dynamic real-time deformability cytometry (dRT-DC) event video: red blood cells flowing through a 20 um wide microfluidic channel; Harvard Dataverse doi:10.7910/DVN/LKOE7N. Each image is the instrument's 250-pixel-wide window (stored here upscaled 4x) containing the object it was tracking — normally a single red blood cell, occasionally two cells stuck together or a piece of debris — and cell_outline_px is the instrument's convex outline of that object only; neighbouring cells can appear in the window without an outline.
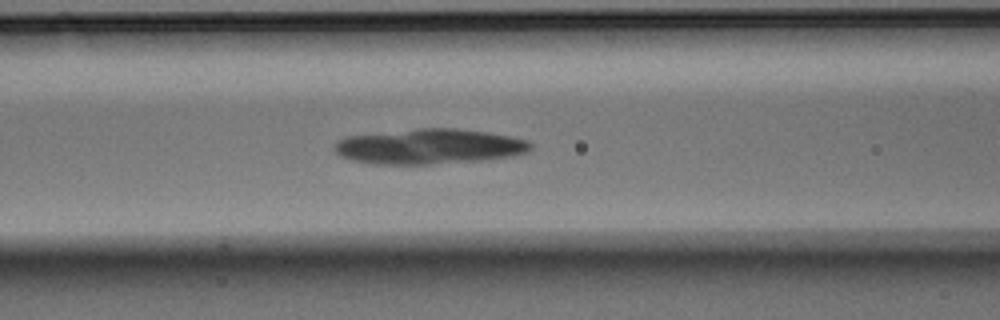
{"species": "Egyptian fruit bat (a non-hibernating species)", "species_latin": "Rousettus aegyptiacus", "temperature_condition": "warm", "stored_images_in_passage": 46, "segment_of_instrument_passage": [1, 2], "camera_frame_rate_fps": 3000, "um_per_image_px": 0.085, "animal": {"sex": "male"}, "frame": {"image": 1, "passage_image": 17, "time_ms": 5.333, "image_size_px": [1000, 320], "cell_outline_px": [[532, 148], [528, 152], [512, 156], [492, 160], [432, 164], [376, 164], [352, 160], [340, 156], [336, 152], [336, 140], [344, 136], [416, 128], [456, 128], [488, 132], [512, 136], [528, 140], [532, 144]], "centroid_in_image_um": [36.54, 12.45], "position_along_channel_um": 130.1, "area_um2": 40.81}}
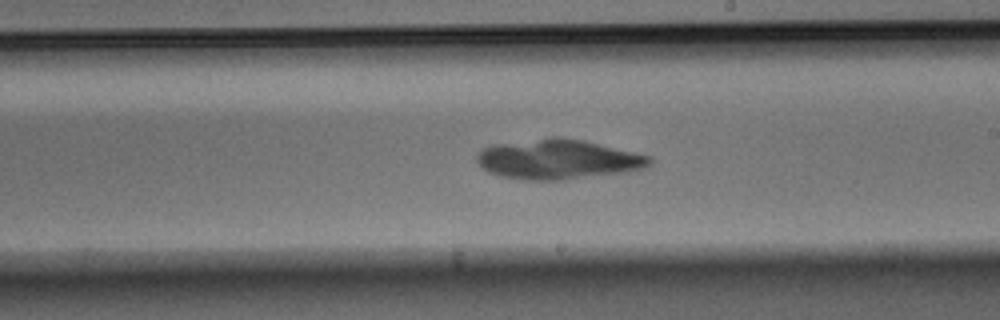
{"frame": {"image": 2, "passage_image": 25, "time_ms": 8.0, "image_size_px": [1000, 320], "cell_outline_px": [[652, 164], [648, 168], [628, 172], [564, 180], [520, 180], [488, 172], [476, 160], [476, 152], [492, 144], [548, 136], [560, 136], [584, 140], [636, 152], [652, 156]], "centroid_in_image_um": [47.47, 13.53], "position_along_channel_um": 241.5, "area_um2": 40.92}}
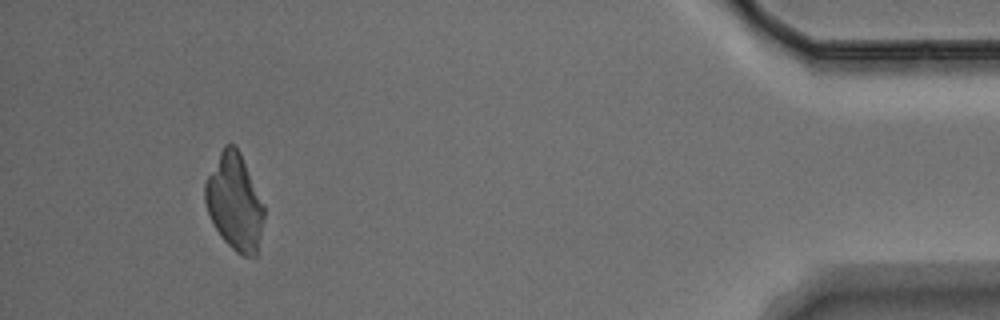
{"frame": {"image": 3, "passage_image": 42, "time_ms": 13.667, "image_size_px": [1000, 320], "cell_outline_px": [[264, 220], [256, 256], [244, 256], [236, 252], [220, 236], [208, 212], [204, 200], [204, 184], [224, 144], [232, 144], [240, 152], [264, 204]], "centroid_in_image_um": [19.95, 17.19], "position_along_channel_um": 415.3, "area_um2": 32.77}}